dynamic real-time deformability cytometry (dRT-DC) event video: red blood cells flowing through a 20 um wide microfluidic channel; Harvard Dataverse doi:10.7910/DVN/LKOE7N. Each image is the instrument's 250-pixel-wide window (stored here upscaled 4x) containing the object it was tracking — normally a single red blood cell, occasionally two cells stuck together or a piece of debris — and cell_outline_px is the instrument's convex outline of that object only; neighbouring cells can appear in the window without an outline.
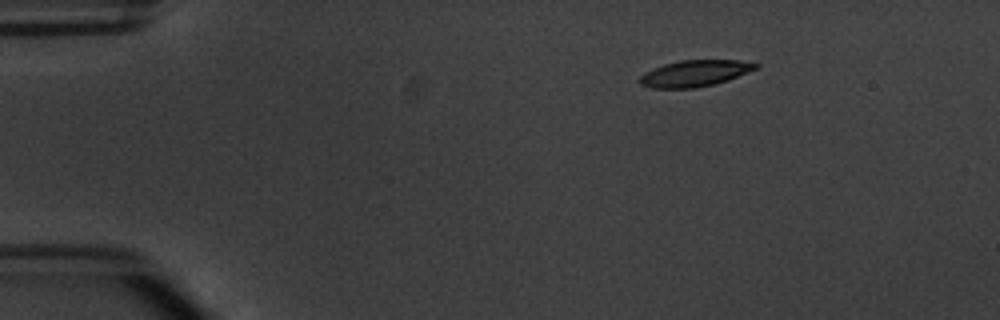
{"species": "common noctule bat (a hibernating species)", "species_latin": "Nyctalus noctula", "temperature_condition": "warm", "stored_images_in_passage": 3, "camera_frame_rate_fps": 3000, "um_per_image_px": 0.085, "animal": {"sex": "male", "body_mass_g": 20.1, "forearm_length_mm": 53.5}, "frame": {"image": 1, "passage_image": 1, "time_ms": 0.0, "image_size_px": [1000, 320], "cell_outline_px": [[760, 64], [756, 68], [748, 72], [728, 80], [712, 84], [692, 88], [652, 88], [640, 84], [636, 80], [644, 72], [652, 68], [664, 64], [680, 60], [736, 60]], "centroid_in_image_um": [58.99, 6.23], "position_along_channel_um": 26.0, "area_um2": 17.74}}